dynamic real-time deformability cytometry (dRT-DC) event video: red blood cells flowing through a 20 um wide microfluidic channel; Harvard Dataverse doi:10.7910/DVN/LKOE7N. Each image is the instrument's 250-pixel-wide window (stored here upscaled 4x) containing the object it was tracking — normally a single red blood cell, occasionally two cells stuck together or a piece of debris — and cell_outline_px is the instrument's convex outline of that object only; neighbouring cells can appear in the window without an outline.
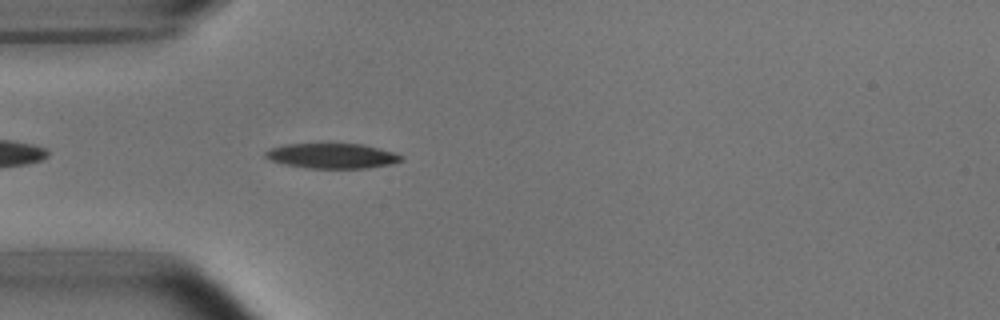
{"species": "common noctule bat (a hibernating species)", "species_latin": "Nyctalus noctula", "temperature_condition": "room temperature", "stored_images_in_passage": 41, "camera_frame_rate_fps": 3000, "um_per_image_px": 0.085, "animal": {"sex": "male", "body_mass_g": 15.6}, "frame": {"image": 1, "passage_image": 4, "time_ms": 1.0, "image_size_px": [1000, 320], "cell_outline_px": [[404, 160], [392, 164], [368, 168], [308, 168], [288, 164], [272, 160], [264, 156], [264, 152], [268, 148], [288, 144], [328, 140], [364, 144], [392, 152], [404, 156]], "centroid_in_image_um": [28.24, 13.19], "position_along_channel_um": 56.8, "area_um2": 20.81}}
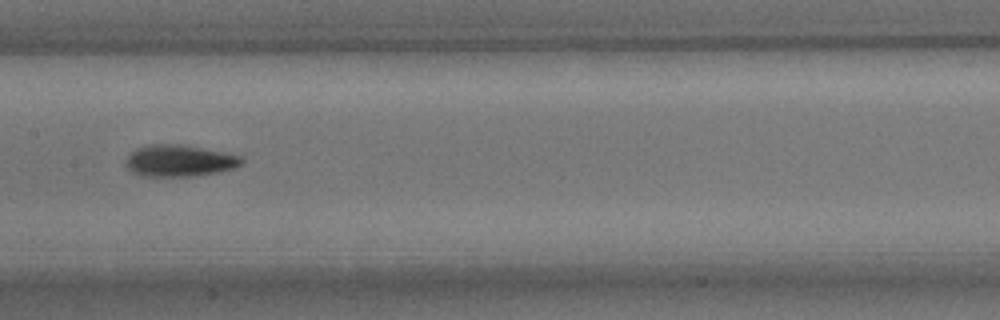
{"frame": {"image": 2, "passage_image": 15, "time_ms": 4.667, "image_size_px": [1000, 320], "cell_outline_px": [[244, 160], [240, 164], [232, 168], [216, 172], [192, 176], [140, 176], [132, 172], [128, 168], [128, 156], [136, 148], [148, 144], [180, 144], [224, 152], [240, 156]], "centroid_in_image_um": [15.23, 13.65], "position_along_channel_um": 192.2, "area_um2": 21.04}}
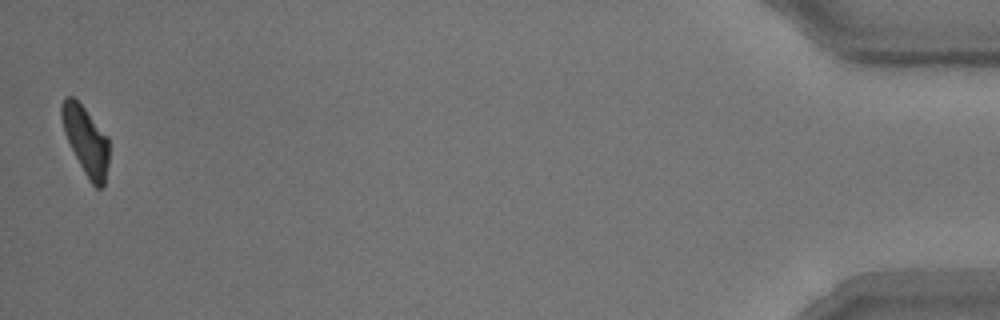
{"frame": {"image": 3, "passage_image": 41, "time_ms": 13.333, "image_size_px": [1000, 320], "cell_outline_px": [[108, 164], [104, 188], [96, 188], [88, 180], [64, 132], [60, 116], [60, 104], [64, 96], [72, 96], [84, 108], [108, 136]], "centroid_in_image_um": [7.29, 11.94], "position_along_channel_um": 427.9, "area_um2": 18.79}, "authors_computed_cell_mechanics": {"area_um2": 20.23, "velocity_mm_per_s": 3.7681, "shape_relaxation_time_tau1_ms": 2.7048, "shape_relaxation_time_tau2_ms": 2.7199, "deformation_change_tau1": 0.1551, "deformation_change_tau2": 0.1011}}